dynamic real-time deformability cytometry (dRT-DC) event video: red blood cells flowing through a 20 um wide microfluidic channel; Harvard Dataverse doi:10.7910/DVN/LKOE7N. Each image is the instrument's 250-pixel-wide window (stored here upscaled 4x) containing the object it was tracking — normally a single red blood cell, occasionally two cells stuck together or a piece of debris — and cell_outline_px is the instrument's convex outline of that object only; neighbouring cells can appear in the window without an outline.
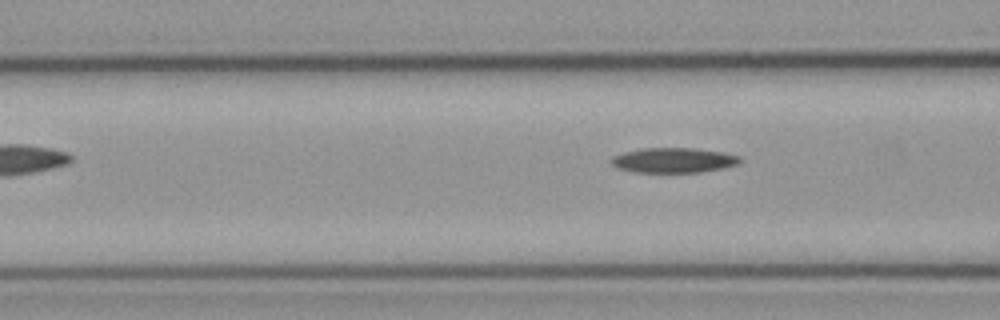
{"species": "common noctule bat (a hibernating species)", "species_latin": "Nyctalus noctula", "temperature_condition": "cold", "stored_images_in_passage": 4, "camera_frame_rate_fps": 3000, "um_per_image_px": 0.085, "animal": {"sex": "male", "body_mass_g": 23.1, "forearm_length_mm": 52.7}, "frame": {"image": 1, "passage_image": 4, "time_ms": 1.0, "image_size_px": [1000, 320], "cell_outline_px": [[740, 160], [736, 164], [724, 168], [700, 172], [636, 172], [620, 168], [612, 164], [612, 156], [624, 152], [644, 148], [696, 148], [724, 152], [740, 156]], "centroid_in_image_um": [57.28, 13.61], "position_along_channel_um": 109.3, "area_um2": 18.55}}